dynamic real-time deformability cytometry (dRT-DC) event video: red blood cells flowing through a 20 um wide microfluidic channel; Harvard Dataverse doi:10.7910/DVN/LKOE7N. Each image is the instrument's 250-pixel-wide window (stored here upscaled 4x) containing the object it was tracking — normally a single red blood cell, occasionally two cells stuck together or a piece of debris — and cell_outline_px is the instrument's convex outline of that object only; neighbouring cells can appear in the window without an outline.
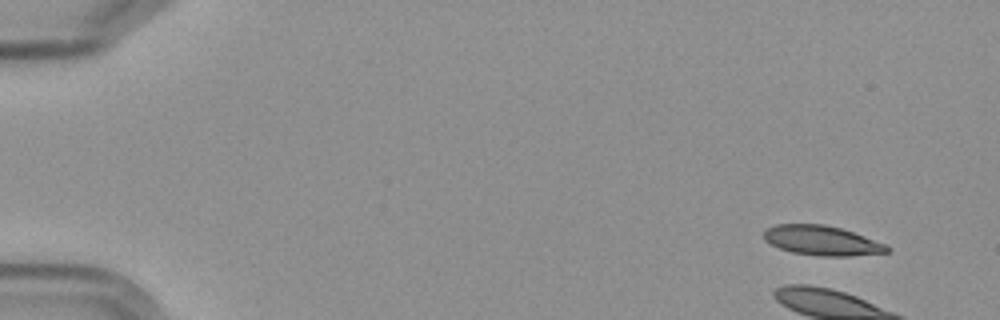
{"species": "Egyptian fruit bat (a non-hibernating species)", "species_latin": "Rousettus aegyptiacus", "temperature_condition": "cold", "stored_images_in_passage": 5, "camera_frame_rate_fps": 3000, "um_per_image_px": 0.085, "frame": {"image": 1, "passage_image": 1, "time_ms": 0.0, "image_size_px": [1000, 320], "cell_outline_px": [[892, 248], [888, 252], [852, 256], [820, 256], [792, 252], [780, 248], [764, 240], [764, 228], [776, 224], [824, 224], [840, 228], [888, 244]], "centroid_in_image_um": [69.88, 20.44], "position_along_channel_um": 15.1, "area_um2": 21.39}}